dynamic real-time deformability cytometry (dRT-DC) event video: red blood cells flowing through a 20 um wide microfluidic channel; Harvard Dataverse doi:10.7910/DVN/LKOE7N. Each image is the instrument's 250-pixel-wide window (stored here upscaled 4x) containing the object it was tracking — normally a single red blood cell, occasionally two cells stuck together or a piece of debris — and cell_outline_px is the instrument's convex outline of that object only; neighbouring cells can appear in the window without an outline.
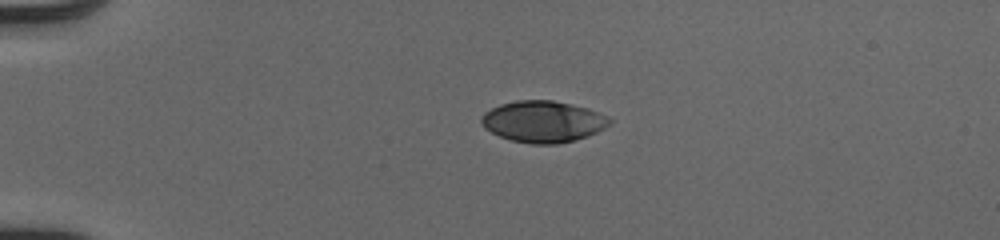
{"species": "human", "species_latin": "Homo sapiens", "temperature_condition": "cold", "stored_images_in_passage": 40, "camera_frame_rate_fps": 3000, "um_per_image_px": 0.085, "donor": {"sex": "male"}, "frame": {"image": 1, "passage_image": 1, "time_ms": 0.0, "image_size_px": [1000, 240], "cell_outline_px": [[612, 120], [604, 128], [588, 136], [556, 144], [532, 144], [512, 140], [500, 136], [484, 128], [480, 120], [480, 116], [484, 112], [500, 104], [516, 100], [552, 100], [572, 104], [588, 108], [608, 116]], "centroid_in_image_um": [46.14, 10.32], "position_along_channel_um": 38.9, "area_um2": 30.92}}
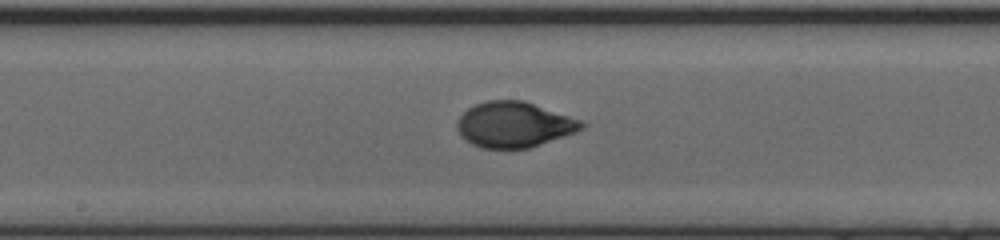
{"frame": {"image": 2, "passage_image": 17, "time_ms": 5.333, "image_size_px": [1000, 240], "cell_outline_px": [[588, 124], [584, 128], [576, 132], [528, 148], [480, 148], [472, 144], [460, 136], [456, 128], [456, 124], [460, 116], [468, 108], [476, 104], [488, 100], [524, 100], [584, 120]], "centroid_in_image_um": [43.73, 10.58], "position_along_channel_um": 204.5, "area_um2": 33.29}}
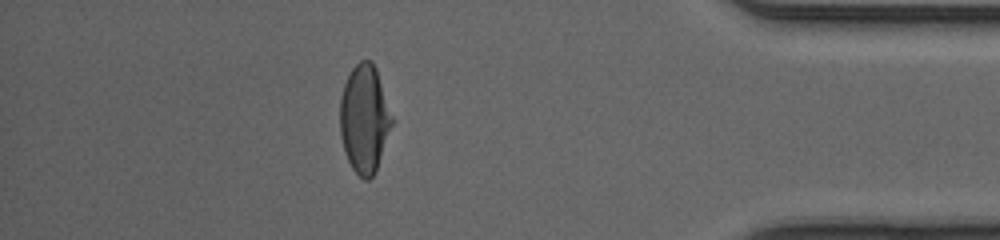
{"frame": {"image": 3, "passage_image": 34, "time_ms": 11.0, "image_size_px": [1000, 240], "cell_outline_px": [[392, 124], [376, 172], [368, 180], [364, 180], [352, 168], [344, 152], [340, 136], [340, 96], [344, 84], [352, 68], [360, 60], [372, 60], [376, 68], [392, 116]], "centroid_in_image_um": [30.96, 10.1], "position_along_channel_um": 404.2, "area_um2": 32.6}, "authors_computed_cell_mechanics": {"area_um2": 33.0616, "velocity_mm_per_s": 4.1, "shape_relaxation_time_tau1_ms": 3.562, "shape_relaxation_time_tau2_ms": null, "deformation_change_tau1": 0.1919, "deformation_change_tau2": null}}